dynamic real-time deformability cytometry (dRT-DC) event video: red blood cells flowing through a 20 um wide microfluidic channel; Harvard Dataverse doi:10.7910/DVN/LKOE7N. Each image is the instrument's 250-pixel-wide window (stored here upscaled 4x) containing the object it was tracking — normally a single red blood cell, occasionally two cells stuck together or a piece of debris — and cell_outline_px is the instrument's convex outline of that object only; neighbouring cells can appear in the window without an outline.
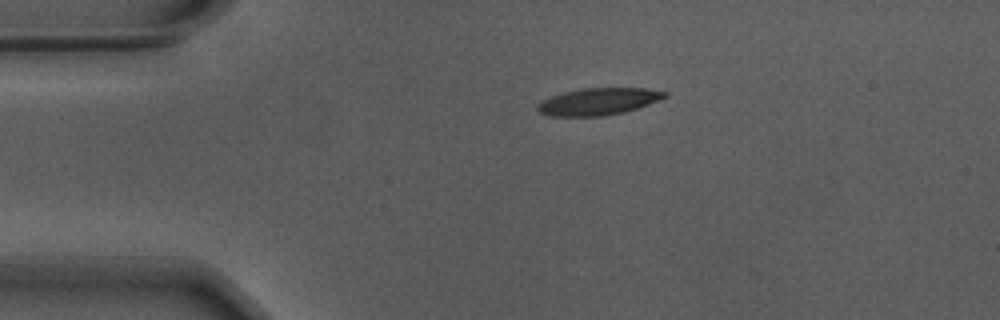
{"species": "Egyptian fruit bat (a non-hibernating species)", "species_latin": "Rousettus aegyptiacus", "temperature_condition": "warm", "stored_images_in_passage": 40, "camera_frame_rate_fps": 3000, "um_per_image_px": 0.085, "animal": {"sex": "male"}, "frame": {"image": 1, "passage_image": 1, "time_ms": 0.0, "image_size_px": [1000, 320], "cell_outline_px": [[668, 96], [648, 104], [624, 112], [604, 116], [548, 116], [540, 112], [536, 108], [536, 104], [552, 96], [564, 92], [584, 88], [644, 88], [668, 92]], "centroid_in_image_um": [50.85, 8.63], "position_along_channel_um": 34.1, "area_um2": 19.88}}
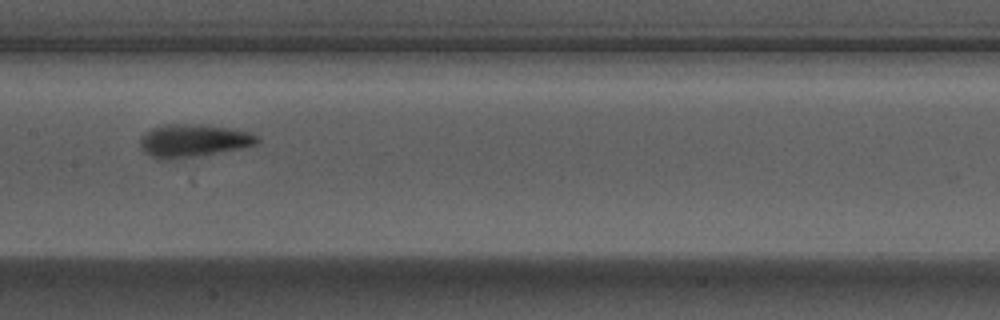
{"frame": {"image": 2, "passage_image": 17, "time_ms": 5.333, "image_size_px": [1000, 320], "cell_outline_px": [[260, 140], [256, 144], [240, 148], [196, 156], [168, 160], [160, 160], [144, 152], [140, 148], [140, 136], [144, 132], [152, 128], [164, 124], [196, 124], [228, 128], [248, 132], [260, 136]], "centroid_in_image_um": [16.38, 11.95], "position_along_channel_um": 191.0, "area_um2": 22.37}}
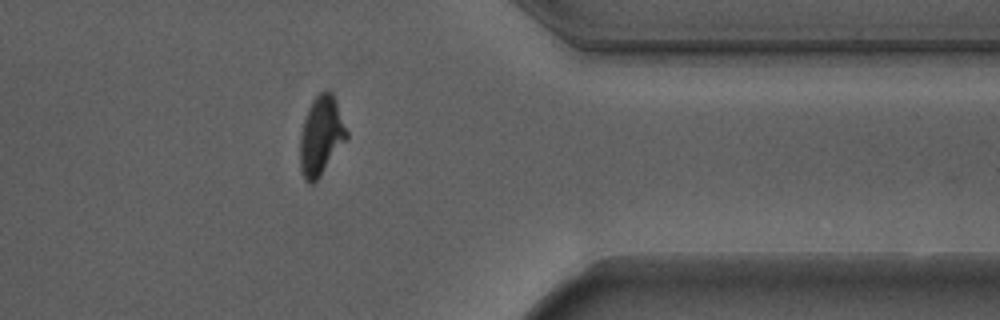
{"frame": {"image": 3, "passage_image": 34, "time_ms": 11.0, "image_size_px": [1000, 320], "cell_outline_px": [[348, 136], [320, 176], [312, 184], [308, 184], [304, 180], [300, 168], [300, 132], [308, 108], [312, 100], [324, 88], [332, 92], [336, 100], [348, 132]], "centroid_in_image_um": [27.27, 11.52], "position_along_channel_um": 384.1, "area_um2": 21.44}, "authors_computed_cell_mechanics": {"area_um2": 21.2415, "velocity_mm_per_s": 3.689, "shape_relaxation_time_tau1_ms": 3.724, "shape_relaxation_time_tau2_ms": 1.5475, "deformation_change_tau1": 0.2008, "deformation_change_tau2": 0.0873}}